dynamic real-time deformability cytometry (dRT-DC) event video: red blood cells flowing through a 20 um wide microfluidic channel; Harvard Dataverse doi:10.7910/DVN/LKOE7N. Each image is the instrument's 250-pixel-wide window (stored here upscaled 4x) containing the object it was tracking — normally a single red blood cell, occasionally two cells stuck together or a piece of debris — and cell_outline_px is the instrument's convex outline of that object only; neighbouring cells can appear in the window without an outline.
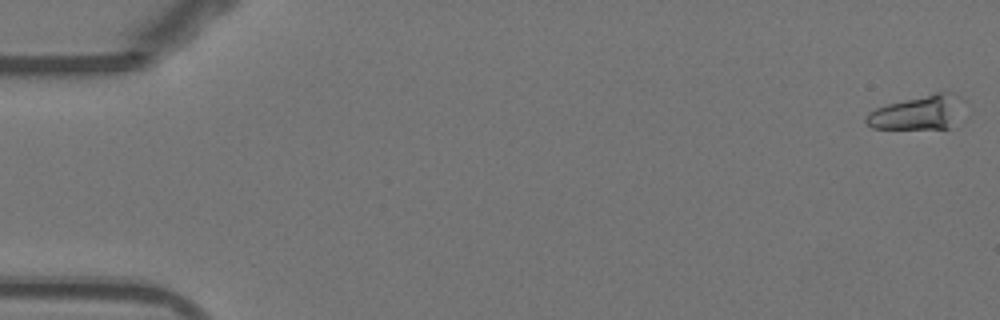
{"species": "Egyptian fruit bat (a non-hibernating species)", "species_latin": "Rousettus aegyptiacus", "temperature_condition": "warm", "stored_images_in_passage": 26, "camera_frame_rate_fps": 3000, "um_per_image_px": 0.085, "animal": {"sex": "female"}, "frame": {"image": 1, "passage_image": 1, "time_ms": 0.0, "image_size_px": [1000, 320], "cell_outline_px": [[968, 100], [948, 128], [872, 128], [864, 120], [868, 112], [876, 108], [888, 104], [936, 92], [956, 92]], "centroid_in_image_um": [78.08, 9.53], "position_along_channel_um": 6.9, "area_um2": 19.42}}
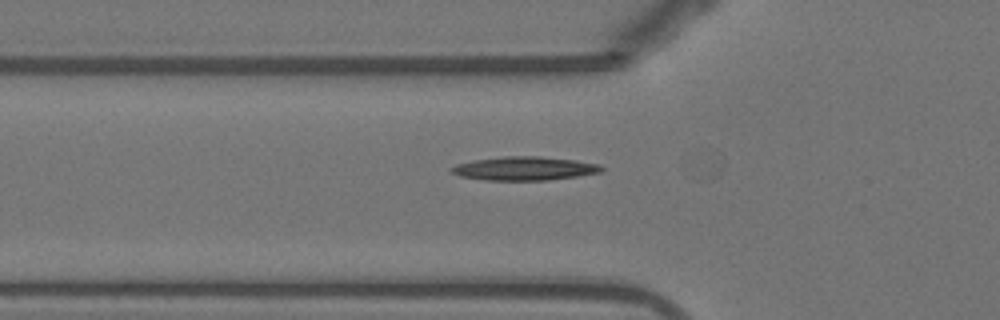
{"frame": {"image": 2, "passage_image": 19, "time_ms": 6.0, "image_size_px": [1000, 320], "cell_outline_px": [[604, 168], [600, 172], [576, 176], [548, 180], [484, 180], [460, 176], [452, 172], [448, 168], [456, 164], [472, 160], [504, 156], [540, 156], [576, 160], [600, 164]], "centroid_in_image_um": [44.55, 14.31], "position_along_channel_um": 81.2, "area_um2": 20.75}}
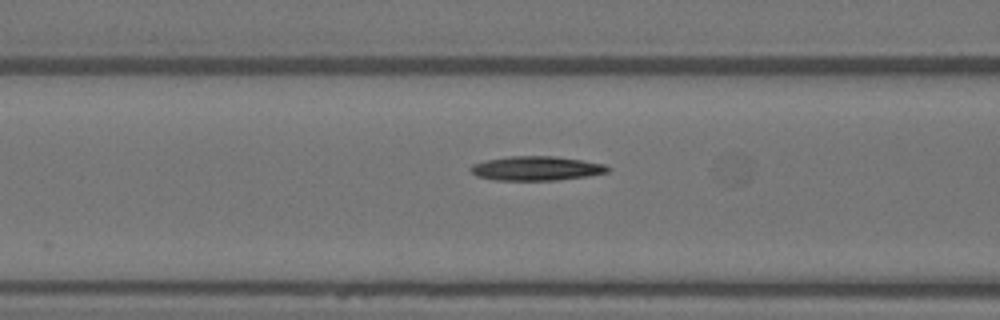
{"frame": {"image": 3, "passage_image": 22, "time_ms": 7.0, "image_size_px": [1000, 320], "cell_outline_px": [[612, 168], [608, 172], [588, 176], [556, 180], [496, 180], [476, 176], [468, 168], [472, 164], [484, 160], [508, 156], [556, 156], [604, 164]], "centroid_in_image_um": [45.56, 14.31], "position_along_channel_um": 121.0, "area_um2": 19.48}}